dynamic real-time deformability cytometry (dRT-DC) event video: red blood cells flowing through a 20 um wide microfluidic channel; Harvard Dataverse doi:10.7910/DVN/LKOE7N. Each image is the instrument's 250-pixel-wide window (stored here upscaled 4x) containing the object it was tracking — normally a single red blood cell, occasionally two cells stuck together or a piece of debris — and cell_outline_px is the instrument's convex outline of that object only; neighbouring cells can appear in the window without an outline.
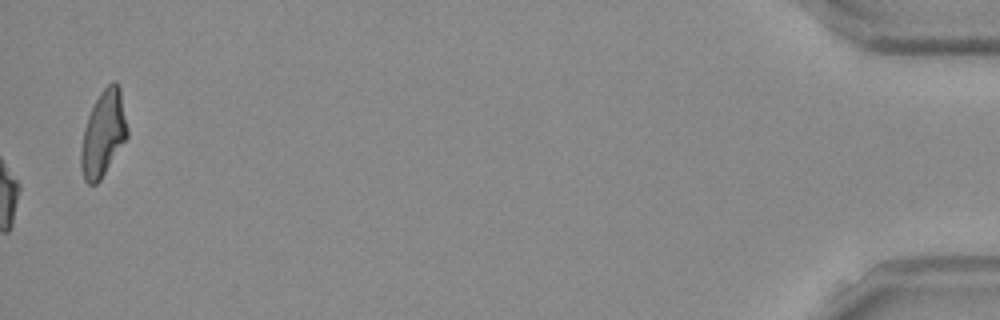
{"species": "Egyptian fruit bat (a non-hibernating species)", "species_latin": "Rousettus aegyptiacus", "temperature_condition": "room temperature", "stored_images_in_passage": 38, "camera_frame_rate_fps": 3000, "um_per_image_px": 0.085, "frame": {"image": 1, "passage_image": 38, "time_ms": 12.333, "image_size_px": [1000, 320], "cell_outline_px": [[128, 136], [100, 180], [96, 184], [88, 184], [84, 180], [80, 168], [80, 148], [84, 128], [88, 116], [100, 92], [108, 84], [116, 80], [120, 88], [128, 128]], "centroid_in_image_um": [8.77, 11.37], "position_along_channel_um": 426.4, "area_um2": 23.12}}